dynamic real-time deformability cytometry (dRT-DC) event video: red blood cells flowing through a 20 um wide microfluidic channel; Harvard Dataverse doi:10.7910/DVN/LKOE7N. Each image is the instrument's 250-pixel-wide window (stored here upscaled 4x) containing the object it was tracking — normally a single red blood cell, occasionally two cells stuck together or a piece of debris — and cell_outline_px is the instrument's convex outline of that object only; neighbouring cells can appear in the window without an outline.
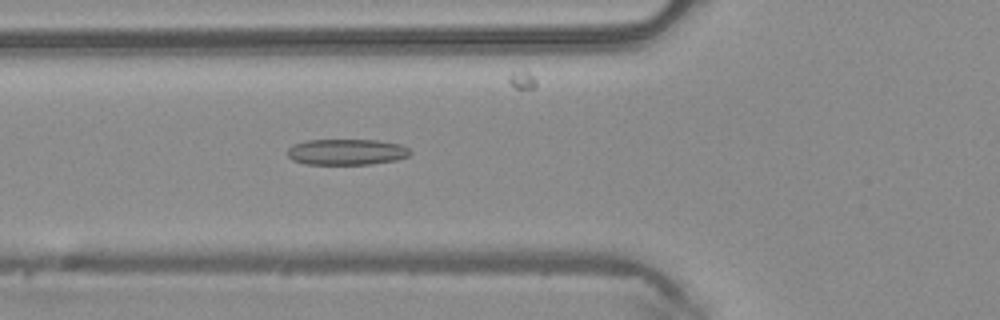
{"species": "common noctule bat (a hibernating species)", "species_latin": "Nyctalus noctula", "temperature_condition": "warm", "stored_images_in_passage": 48, "camera_frame_rate_fps": 3000, "um_per_image_px": 0.085, "animal": {"sex": "male", "body_mass_g": 20.4}, "frame": {"image": 1, "passage_image": 17, "time_ms": 5.333, "image_size_px": [1000, 320], "cell_outline_px": [[412, 152], [408, 156], [396, 160], [368, 164], [304, 164], [292, 160], [288, 156], [288, 148], [292, 144], [308, 140], [376, 140], [400, 144], [408, 148]], "centroid_in_image_um": [29.44, 12.91], "position_along_channel_um": 96.4, "area_um2": 18.55}}
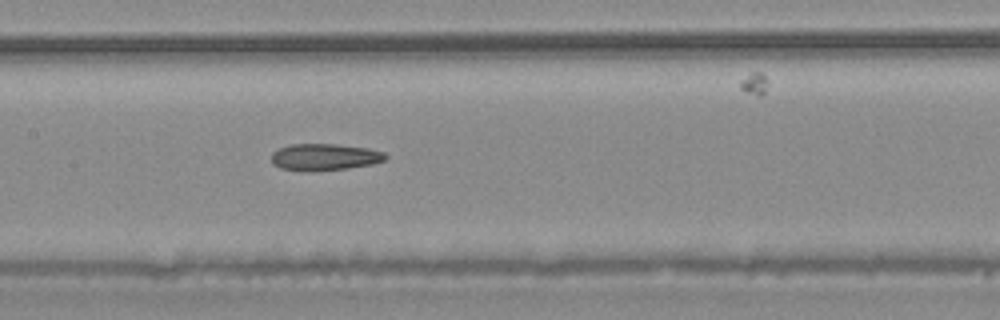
{"frame": {"image": 2, "passage_image": 23, "time_ms": 7.333, "image_size_px": [1000, 320], "cell_outline_px": [[388, 156], [384, 160], [372, 164], [348, 168], [280, 168], [272, 164], [272, 152], [280, 148], [292, 144], [336, 144], [368, 148], [384, 152]], "centroid_in_image_um": [27.64, 13.29], "position_along_channel_um": 179.8, "area_um2": 16.88}}
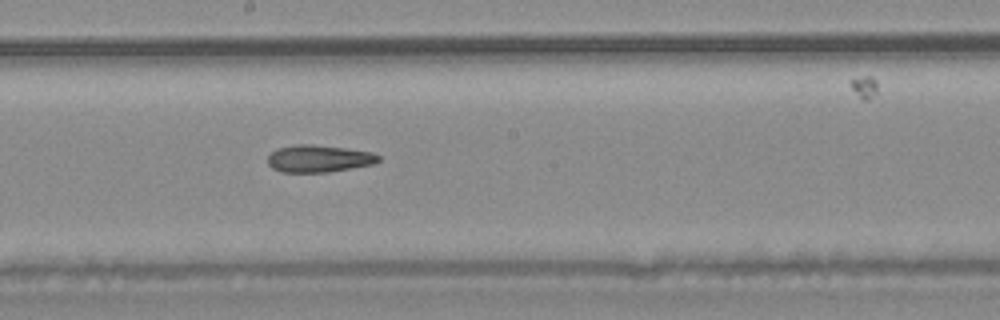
{"frame": {"image": 3, "passage_image": 26, "time_ms": 8.333, "image_size_px": [1000, 320], "cell_outline_px": [[380, 160], [372, 164], [352, 168], [328, 172], [280, 172], [272, 168], [268, 164], [268, 156], [276, 148], [296, 144], [312, 144], [344, 148], [372, 152], [380, 156]], "centroid_in_image_um": [27.07, 13.48], "position_along_channel_um": 221.1, "area_um2": 17.57}, "authors_computed_cell_mechanics": {"area_um2": 18.6694, "velocity_mm_per_s": 4.1376, "shape_relaxation_time_tau1_ms": 4.5731, "shape_relaxation_time_tau2_ms": 6.6618, "deformation_change_tau1": 0.0925, "deformation_change_tau2": 0.1788}}